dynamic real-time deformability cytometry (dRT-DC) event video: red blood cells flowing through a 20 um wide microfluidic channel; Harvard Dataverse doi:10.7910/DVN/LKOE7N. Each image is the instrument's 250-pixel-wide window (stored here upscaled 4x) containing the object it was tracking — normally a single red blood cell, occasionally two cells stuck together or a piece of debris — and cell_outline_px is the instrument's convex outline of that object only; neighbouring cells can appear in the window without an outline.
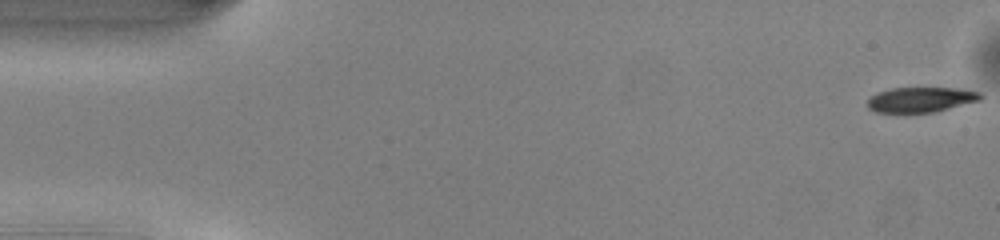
{"species": "common noctule bat (a hibernating species)", "species_latin": "Nyctalus noctula", "temperature_condition": "warm", "stored_images_in_passage": 49, "camera_frame_rate_fps": 3000, "um_per_image_px": 0.085, "animal": {"sex": "male", "body_mass_g": 13.0, "forearm_length_mm": 53.1}, "frame": {"image": 1, "passage_image": 1, "time_ms": 0.0, "image_size_px": [1000, 240], "cell_outline_px": [[984, 96], [980, 100], [932, 112], [876, 112], [868, 108], [868, 96], [876, 92], [892, 88], [956, 88], [980, 92]], "centroid_in_image_um": [78.23, 8.45], "position_along_channel_um": 6.8, "area_um2": 16.42}}
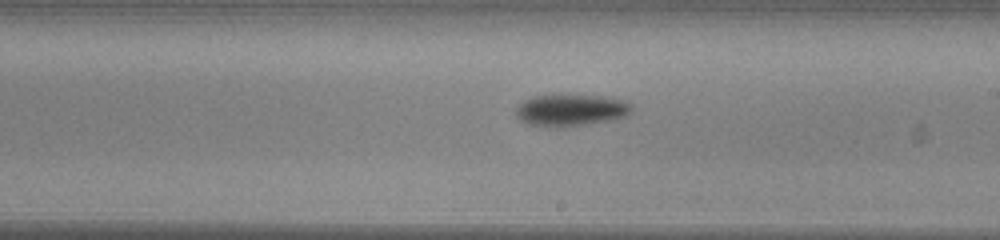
{"frame": {"image": 2, "passage_image": 28, "time_ms": 9.0, "image_size_px": [1000, 240], "cell_outline_px": [[632, 108], [628, 116], [612, 120], [588, 124], [560, 128], [556, 128], [528, 124], [520, 120], [516, 116], [516, 108], [524, 100], [532, 96], [560, 92], [600, 96], [620, 100], [632, 104]], "centroid_in_image_um": [48.49, 9.34], "position_along_channel_um": 240.5, "area_um2": 22.31}}
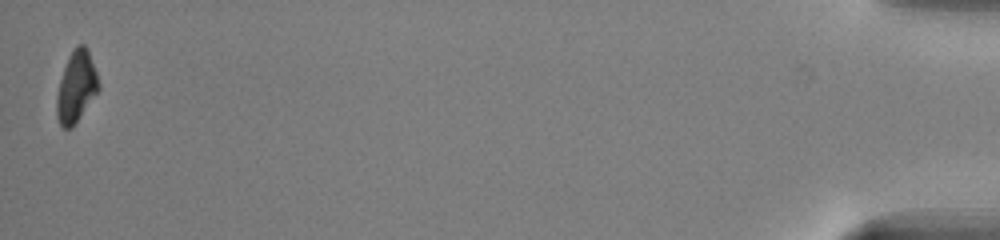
{"frame": {"image": 3, "passage_image": 49, "time_ms": 16.0, "image_size_px": [1000, 240], "cell_outline_px": [[100, 88], [72, 128], [64, 128], [60, 124], [56, 116], [56, 96], [60, 80], [68, 56], [72, 48], [76, 44], [84, 44], [88, 52], [96, 72], [100, 84]], "centroid_in_image_um": [6.46, 7.37], "position_along_channel_um": 428.7, "area_um2": 17.28}, "authors_computed_cell_mechanics": {"area_um2": 18.785, "velocity_mm_per_s": 4.155, "shape_relaxation_time_tau1_ms": 2.6383, "shape_relaxation_time_tau2_ms": null, "deformation_change_tau1": 0.1367, "deformation_change_tau2": null}}